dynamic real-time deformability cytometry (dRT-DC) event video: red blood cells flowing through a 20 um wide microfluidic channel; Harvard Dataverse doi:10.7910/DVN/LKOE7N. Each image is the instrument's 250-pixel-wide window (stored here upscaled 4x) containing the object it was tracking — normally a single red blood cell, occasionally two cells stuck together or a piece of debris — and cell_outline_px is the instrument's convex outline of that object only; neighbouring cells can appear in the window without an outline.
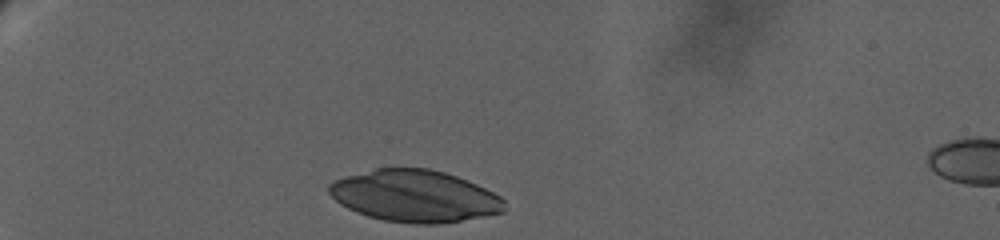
{"species": "human", "species_latin": "Homo sapiens", "temperature_condition": "warm", "stored_images_in_passage": 42, "camera_frame_rate_fps": 3000, "um_per_image_px": 0.085, "donor": {"sex": "female"}, "frame": {"image": 1, "passage_image": 1, "time_ms": 0.0, "image_size_px": [1000, 240], "cell_outline_px": [[508, 208], [504, 212], [484, 216], [436, 224], [412, 224], [384, 220], [368, 216], [356, 212], [340, 204], [328, 192], [328, 184], [332, 180], [344, 176], [376, 168], [428, 168], [444, 172], [468, 180], [500, 196], [504, 200]], "centroid_in_image_um": [35.24, 16.66], "position_along_channel_um": 49.8, "area_um2": 53.18}}
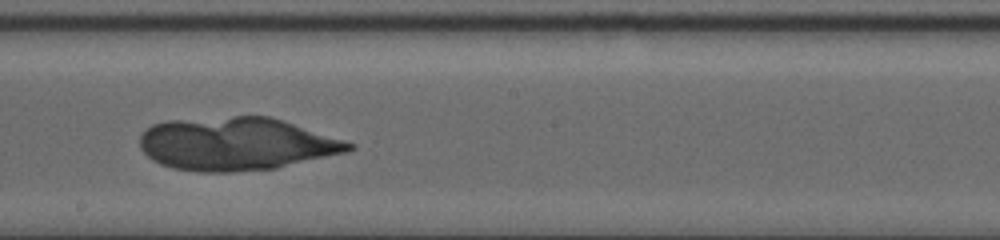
{"frame": {"image": 2, "passage_image": 24, "time_ms": 8.0, "image_size_px": [1000, 240], "cell_outline_px": [[356, 148], [348, 152], [276, 168], [232, 172], [200, 172], [172, 168], [160, 164], [152, 160], [140, 148], [140, 136], [152, 124], [168, 120], [232, 116], [268, 116], [344, 140], [356, 144]], "centroid_in_image_um": [20.08, 12.23], "position_along_channel_um": 228.1, "area_um2": 64.5}}
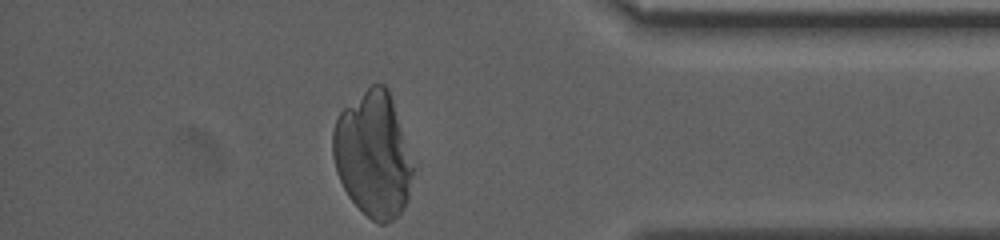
{"frame": {"image": 3, "passage_image": 42, "time_ms": 14.667, "image_size_px": [1000, 240], "cell_outline_px": [[416, 168], [408, 200], [404, 208], [392, 220], [384, 224], [380, 224], [372, 220], [348, 196], [336, 172], [332, 156], [332, 132], [336, 120], [340, 112], [344, 108], [372, 84], [384, 84], [388, 88], [416, 164]], "centroid_in_image_um": [31.76, 13.16], "position_along_channel_um": 403.4, "area_um2": 59.13}}